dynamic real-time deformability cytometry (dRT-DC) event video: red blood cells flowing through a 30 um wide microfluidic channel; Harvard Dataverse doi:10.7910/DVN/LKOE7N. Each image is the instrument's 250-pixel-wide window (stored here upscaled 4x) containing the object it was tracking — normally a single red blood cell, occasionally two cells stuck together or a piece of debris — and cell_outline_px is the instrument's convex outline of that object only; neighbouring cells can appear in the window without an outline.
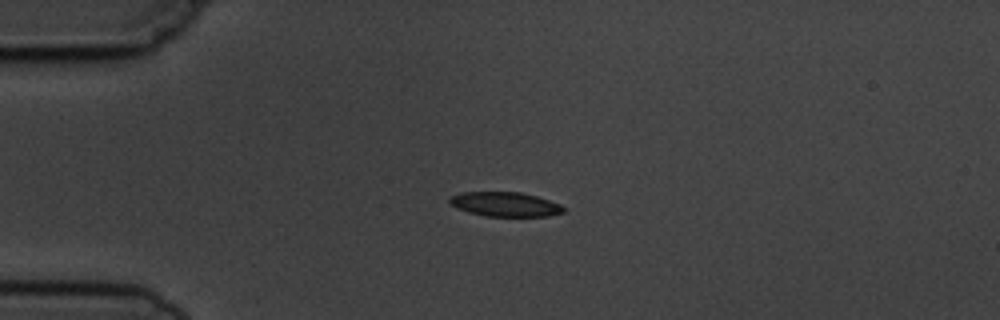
{"species": "common noctule bat (a hibernating species)", "species_latin": "Nyctalus noctula", "temperature_condition": "cold", "stored_images_in_passage": 4, "camera_frame_rate_fps": 3000, "um_per_image_px": 0.085, "animal": {"sex": "male", "body_mass_g": 19.5, "forearm_length_mm": 54.6}, "frame": {"image": 1, "passage_image": 1, "time_ms": 0.0, "image_size_px": [1000, 320], "cell_outline_px": [[564, 212], [548, 216], [484, 216], [468, 212], [456, 208], [448, 200], [448, 196], [460, 192], [520, 192], [536, 196], [560, 204], [564, 208]], "centroid_in_image_um": [42.89, 17.36], "position_along_channel_um": 42.1, "area_um2": 16.24}}
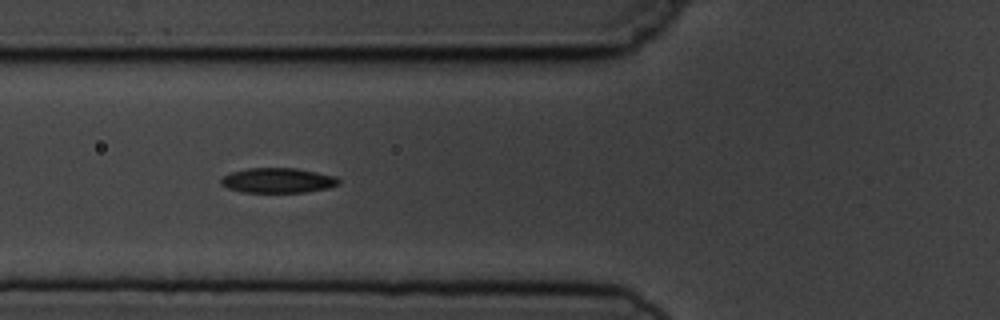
{"frame": {"image": 2, "passage_image": 3, "time_ms": 2.333, "image_size_px": [1000, 320], "cell_outline_px": [[340, 180], [336, 184], [328, 188], [304, 192], [244, 192], [228, 188], [220, 184], [220, 180], [224, 176], [232, 172], [248, 168], [296, 168], [336, 176]], "centroid_in_image_um": [23.6, 15.33], "position_along_channel_um": 102.2, "area_um2": 16.94}}
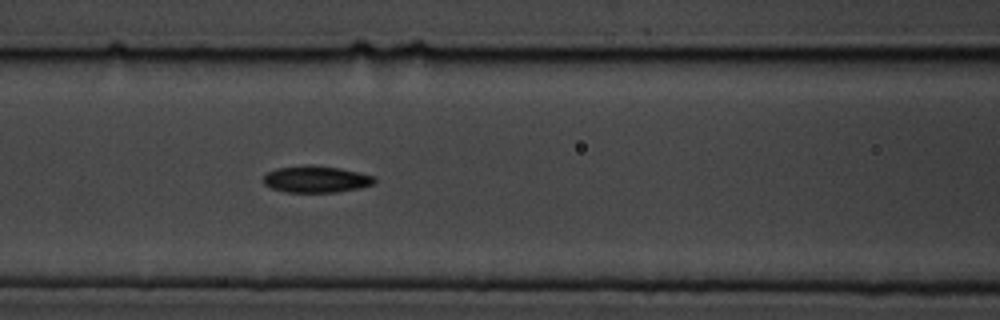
{"frame": {"image": 3, "passage_image": 4, "time_ms": 3.333, "image_size_px": [1000, 320], "cell_outline_px": [[376, 180], [372, 184], [360, 188], [336, 192], [284, 192], [272, 188], [264, 184], [264, 176], [268, 172], [276, 168], [340, 168], [372, 176]], "centroid_in_image_um": [26.87, 15.29], "position_along_channel_um": 139.7, "area_um2": 16.24}}